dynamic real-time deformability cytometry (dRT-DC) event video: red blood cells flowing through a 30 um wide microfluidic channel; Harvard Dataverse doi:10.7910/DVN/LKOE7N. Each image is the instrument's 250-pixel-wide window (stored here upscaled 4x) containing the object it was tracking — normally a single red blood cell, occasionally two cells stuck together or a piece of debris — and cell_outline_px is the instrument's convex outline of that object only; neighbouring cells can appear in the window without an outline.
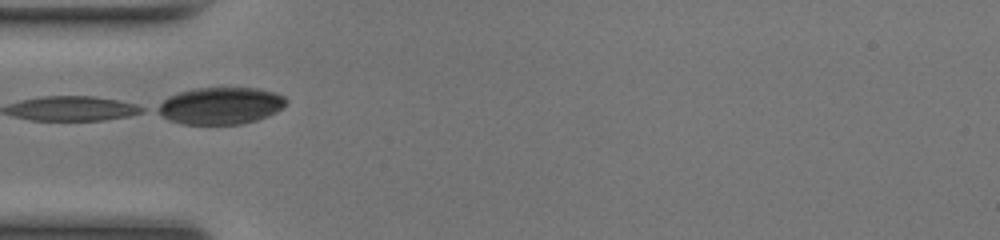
{"species": "common noctule bat (a hibernating species)", "species_latin": "Nyctalus noctula", "temperature_condition": "room temperature", "stored_images_in_passage": 21, "camera_frame_rate_fps": 3000, "um_per_image_px": 0.085, "animal": {"sex": "female", "body_mass_g": 17.0, "forearm_length_mm": 48.0}, "frame": {"image": 1, "passage_image": 1, "time_ms": 0.0, "image_size_px": [1000, 240], "cell_outline_px": [[288, 100], [276, 112], [268, 116], [256, 120], [240, 124], [180, 124], [168, 120], [156, 112], [152, 108], [168, 96], [192, 88], [256, 88], [276, 92], [284, 96]], "centroid_in_image_um": [18.68, 8.99], "position_along_channel_um": 66.3, "area_um2": 27.98}}
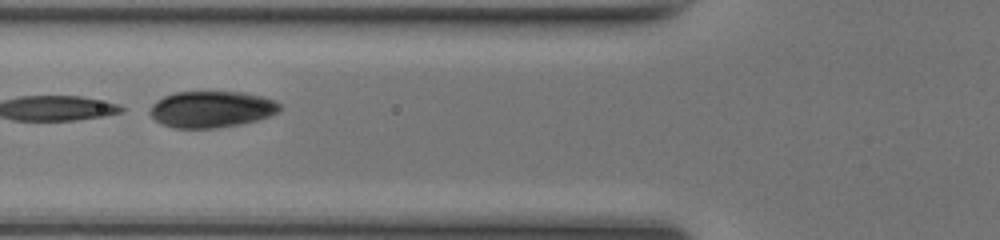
{"frame": {"image": 2, "passage_image": 4, "time_ms": 1.0, "image_size_px": [1000, 240], "cell_outline_px": [[280, 108], [276, 112], [268, 116], [256, 120], [240, 124], [216, 128], [172, 128], [160, 124], [148, 112], [152, 104], [156, 100], [164, 96], [176, 92], [240, 92], [260, 96], [276, 100], [280, 104]], "centroid_in_image_um": [17.93, 9.29], "position_along_channel_um": 107.9, "area_um2": 27.51}}
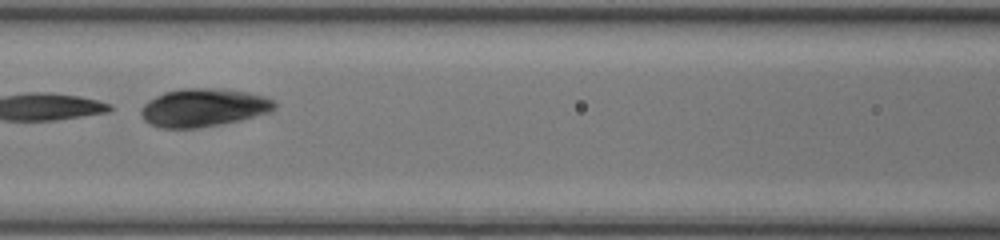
{"frame": {"image": 3, "passage_image": 7, "time_ms": 2.0, "image_size_px": [1000, 240], "cell_outline_px": [[276, 108], [268, 112], [240, 120], [200, 128], [160, 128], [148, 124], [140, 116], [140, 108], [148, 100], [164, 92], [184, 88], [208, 88], [244, 92], [264, 96], [272, 100], [276, 104]], "centroid_in_image_um": [17.22, 9.16], "position_along_channel_um": 149.4, "area_um2": 29.54}}